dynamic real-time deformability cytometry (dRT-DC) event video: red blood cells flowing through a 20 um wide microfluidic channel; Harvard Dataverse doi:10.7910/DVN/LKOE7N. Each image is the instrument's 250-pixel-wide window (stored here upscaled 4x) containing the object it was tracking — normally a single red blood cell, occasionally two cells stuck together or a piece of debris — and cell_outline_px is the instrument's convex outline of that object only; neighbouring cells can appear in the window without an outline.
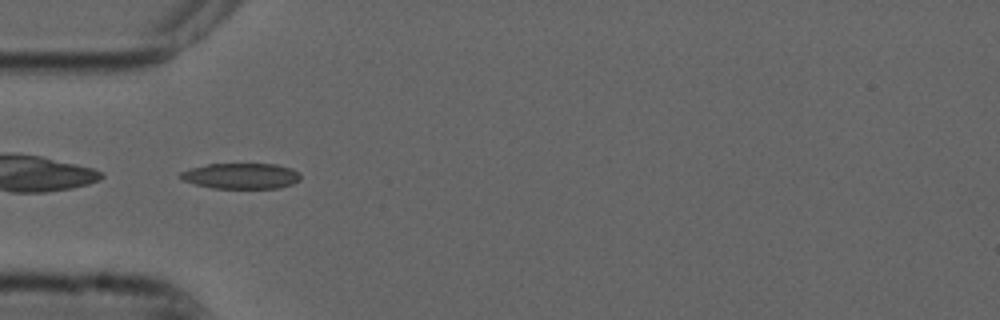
{"species": "common noctule bat (a hibernating species)", "species_latin": "Nyctalus noctula", "temperature_condition": "cold", "stored_images_in_passage": 38, "camera_frame_rate_fps": 3000, "um_per_image_px": 0.085, "animal": {"sex": "male", "forearm_length_mm": 52.5}, "frame": {"image": 1, "passage_image": 1, "time_ms": 0.0, "image_size_px": [1000, 320], "cell_outline_px": [[300, 180], [292, 184], [280, 188], [212, 188], [196, 184], [184, 180], [180, 176], [180, 172], [192, 168], [208, 164], [276, 164], [292, 168], [300, 176]], "centroid_in_image_um": [20.52, 14.96], "position_along_channel_um": 64.5, "area_um2": 17.8}}
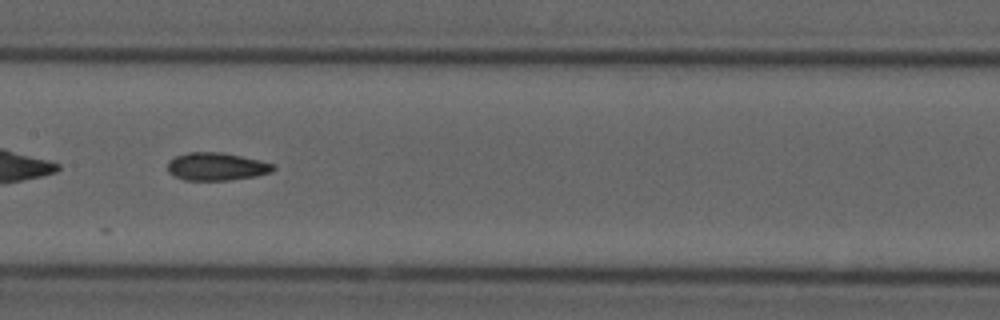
{"frame": {"image": 2, "passage_image": 11, "time_ms": 3.333, "image_size_px": [1000, 320], "cell_outline_px": [[276, 168], [272, 172], [256, 176], [228, 180], [184, 180], [168, 172], [168, 160], [176, 156], [188, 152], [220, 152], [260, 160], [272, 164]], "centroid_in_image_um": [18.39, 14.16], "position_along_channel_um": 189.0, "area_um2": 17.05}, "authors_computed_cell_mechanics": {"area_um2": 16.7042, "velocity_mm_per_s": 3.7576, "shape_relaxation_time_tau1_ms": null, "shape_relaxation_time_tau2_ms": 8.4269, "deformation_change_tau1": null, "deformation_change_tau2": 0.1741}}